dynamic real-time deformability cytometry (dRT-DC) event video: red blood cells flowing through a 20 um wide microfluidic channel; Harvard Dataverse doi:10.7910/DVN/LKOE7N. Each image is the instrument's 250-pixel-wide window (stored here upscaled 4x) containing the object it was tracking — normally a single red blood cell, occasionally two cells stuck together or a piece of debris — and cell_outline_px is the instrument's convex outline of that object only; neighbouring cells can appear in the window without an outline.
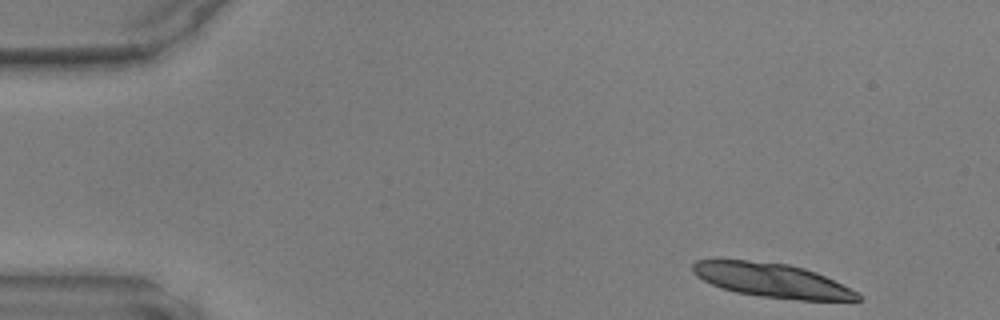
{"species": "common noctule bat (a hibernating species)", "species_latin": "Nyctalus noctula", "temperature_condition": "warm", "stored_images_in_passage": 44, "camera_frame_rate_fps": 3000, "um_per_image_px": 0.085, "animal": {"sex": "male", "body_mass_g": 17.9, "forearm_length_mm": 54.2}, "frame": {"image": 1, "passage_image": 1, "time_ms": 0.0, "image_size_px": [1000, 320], "cell_outline_px": [[864, 296], [860, 300], [800, 300], [760, 296], [736, 292], [720, 288], [696, 276], [692, 272], [692, 264], [696, 260], [720, 256], [788, 264], [804, 268], [816, 272]], "centroid_in_image_um": [65.48, 23.77], "position_along_channel_um": 19.5, "area_um2": 33.41}}
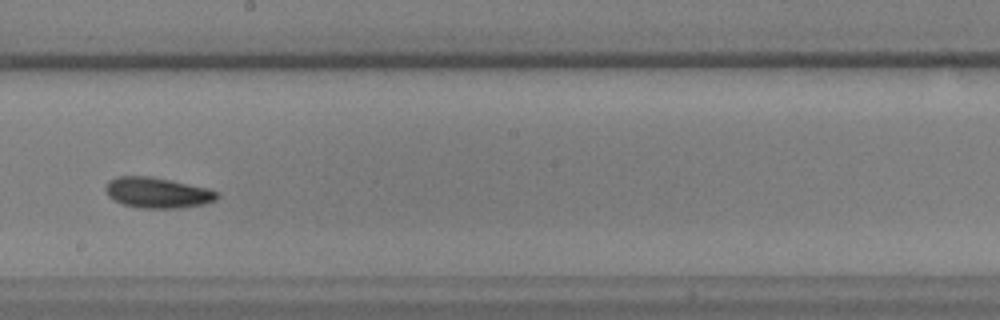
{"frame": {"image": 2, "passage_image": 24, "time_ms": 7.667, "image_size_px": [1000, 320], "cell_outline_px": [[220, 196], [216, 200], [204, 204], [176, 208], [140, 208], [124, 204], [108, 196], [104, 188], [104, 184], [108, 180], [116, 176], [152, 176], [208, 188], [216, 192]], "centroid_in_image_um": [13.35, 16.36], "position_along_channel_um": 234.8, "area_um2": 19.94}}
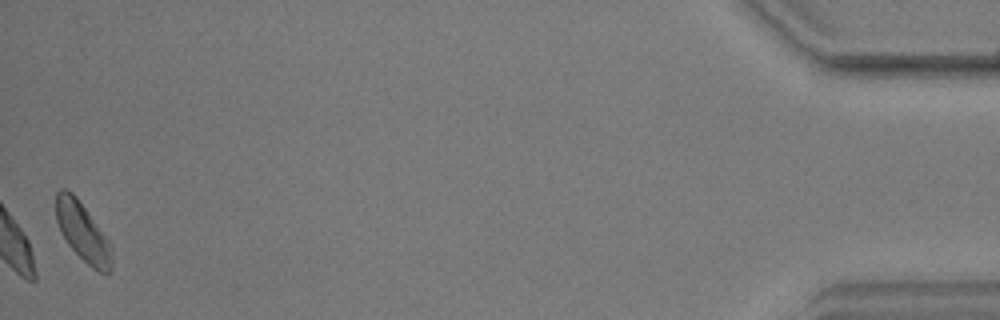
{"frame": {"image": 3, "passage_image": 44, "time_ms": 14.333, "image_size_px": [1000, 320], "cell_outline_px": [[112, 272], [100, 272], [92, 268], [68, 244], [60, 232], [56, 220], [56, 192], [60, 188], [68, 188], [76, 196], [108, 240], [112, 248]], "centroid_in_image_um": [7.01, 19.7], "position_along_channel_um": 428.2, "area_um2": 18.96}}